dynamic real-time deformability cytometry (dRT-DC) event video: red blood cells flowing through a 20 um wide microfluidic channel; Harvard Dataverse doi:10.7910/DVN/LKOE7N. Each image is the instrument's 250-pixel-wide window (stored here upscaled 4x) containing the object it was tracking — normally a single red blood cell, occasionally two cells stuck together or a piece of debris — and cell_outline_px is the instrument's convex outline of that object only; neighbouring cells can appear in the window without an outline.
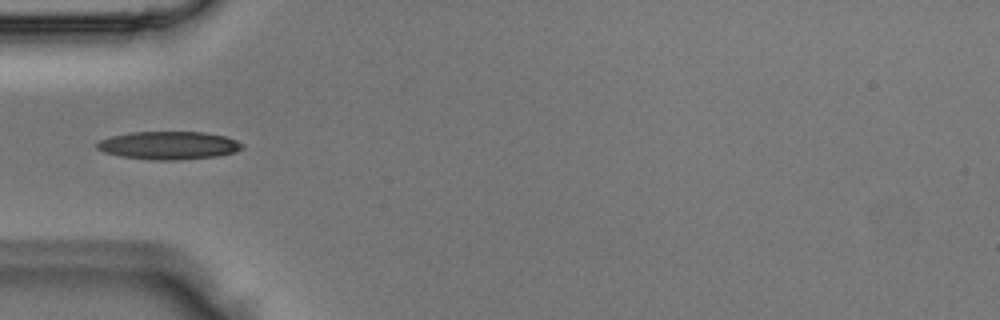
{"species": "Egyptian fruit bat (a non-hibernating species)", "species_latin": "Rousettus aegyptiacus", "temperature_condition": "room temperature", "stored_images_in_passage": 4, "camera_frame_rate_fps": 3000, "um_per_image_px": 0.085, "animal": {"sex": "male"}, "frame": {"image": 1, "passage_image": 4, "time_ms": 1.0, "image_size_px": [1000, 320], "cell_outline_px": [[244, 148], [236, 152], [216, 156], [176, 160], [152, 160], [120, 156], [104, 152], [96, 148], [96, 144], [100, 140], [112, 136], [132, 132], [204, 132], [224, 136], [236, 140], [244, 144]], "centroid_in_image_um": [14.36, 12.36], "position_along_channel_um": 70.6, "area_um2": 23.7}}